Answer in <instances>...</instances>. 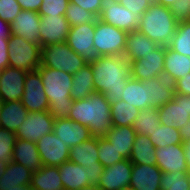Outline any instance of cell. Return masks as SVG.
Instances as JSON below:
<instances>
[{
	"instance_id": "6f0895ef",
	"label": "cell",
	"mask_w": 190,
	"mask_h": 190,
	"mask_svg": "<svg viewBox=\"0 0 190 190\" xmlns=\"http://www.w3.org/2000/svg\"><path fill=\"white\" fill-rule=\"evenodd\" d=\"M78 190H103V189L100 188L98 185H89L87 187L80 188Z\"/></svg>"
},
{
	"instance_id": "5bb4252c",
	"label": "cell",
	"mask_w": 190,
	"mask_h": 190,
	"mask_svg": "<svg viewBox=\"0 0 190 190\" xmlns=\"http://www.w3.org/2000/svg\"><path fill=\"white\" fill-rule=\"evenodd\" d=\"M21 101L28 112L49 110V101L43 88L42 78L37 70L27 72Z\"/></svg>"
},
{
	"instance_id": "c3c4849f",
	"label": "cell",
	"mask_w": 190,
	"mask_h": 190,
	"mask_svg": "<svg viewBox=\"0 0 190 190\" xmlns=\"http://www.w3.org/2000/svg\"><path fill=\"white\" fill-rule=\"evenodd\" d=\"M176 94L190 96V73L185 77L176 80Z\"/></svg>"
},
{
	"instance_id": "d6986e66",
	"label": "cell",
	"mask_w": 190,
	"mask_h": 190,
	"mask_svg": "<svg viewBox=\"0 0 190 190\" xmlns=\"http://www.w3.org/2000/svg\"><path fill=\"white\" fill-rule=\"evenodd\" d=\"M27 72L7 66L2 70L0 81V100L21 101Z\"/></svg>"
},
{
	"instance_id": "f6af8a7d",
	"label": "cell",
	"mask_w": 190,
	"mask_h": 190,
	"mask_svg": "<svg viewBox=\"0 0 190 190\" xmlns=\"http://www.w3.org/2000/svg\"><path fill=\"white\" fill-rule=\"evenodd\" d=\"M170 10L178 23L190 20V0H176Z\"/></svg>"
},
{
	"instance_id": "9a60e30c",
	"label": "cell",
	"mask_w": 190,
	"mask_h": 190,
	"mask_svg": "<svg viewBox=\"0 0 190 190\" xmlns=\"http://www.w3.org/2000/svg\"><path fill=\"white\" fill-rule=\"evenodd\" d=\"M36 145L43 165L60 166L69 161L70 148L54 132L42 136Z\"/></svg>"
},
{
	"instance_id": "7c38bea8",
	"label": "cell",
	"mask_w": 190,
	"mask_h": 190,
	"mask_svg": "<svg viewBox=\"0 0 190 190\" xmlns=\"http://www.w3.org/2000/svg\"><path fill=\"white\" fill-rule=\"evenodd\" d=\"M162 125L181 129L190 120V96L174 94L173 99L158 108Z\"/></svg>"
},
{
	"instance_id": "b9f144b4",
	"label": "cell",
	"mask_w": 190,
	"mask_h": 190,
	"mask_svg": "<svg viewBox=\"0 0 190 190\" xmlns=\"http://www.w3.org/2000/svg\"><path fill=\"white\" fill-rule=\"evenodd\" d=\"M16 139V133L0 128V161L11 162Z\"/></svg>"
},
{
	"instance_id": "816d5d0a",
	"label": "cell",
	"mask_w": 190,
	"mask_h": 190,
	"mask_svg": "<svg viewBox=\"0 0 190 190\" xmlns=\"http://www.w3.org/2000/svg\"><path fill=\"white\" fill-rule=\"evenodd\" d=\"M11 35L10 23L0 18V38H9Z\"/></svg>"
},
{
	"instance_id": "7dc6e473",
	"label": "cell",
	"mask_w": 190,
	"mask_h": 190,
	"mask_svg": "<svg viewBox=\"0 0 190 190\" xmlns=\"http://www.w3.org/2000/svg\"><path fill=\"white\" fill-rule=\"evenodd\" d=\"M70 3L81 6L85 10L94 13L97 17L101 13L102 0H70Z\"/></svg>"
},
{
	"instance_id": "8d00e7d4",
	"label": "cell",
	"mask_w": 190,
	"mask_h": 190,
	"mask_svg": "<svg viewBox=\"0 0 190 190\" xmlns=\"http://www.w3.org/2000/svg\"><path fill=\"white\" fill-rule=\"evenodd\" d=\"M148 137L155 148L183 143L178 129L162 124L152 133H149Z\"/></svg>"
},
{
	"instance_id": "8992f818",
	"label": "cell",
	"mask_w": 190,
	"mask_h": 190,
	"mask_svg": "<svg viewBox=\"0 0 190 190\" xmlns=\"http://www.w3.org/2000/svg\"><path fill=\"white\" fill-rule=\"evenodd\" d=\"M127 35L126 31L105 24L98 19L95 24L94 49L99 56H123L126 50Z\"/></svg>"
},
{
	"instance_id": "e575fe53",
	"label": "cell",
	"mask_w": 190,
	"mask_h": 190,
	"mask_svg": "<svg viewBox=\"0 0 190 190\" xmlns=\"http://www.w3.org/2000/svg\"><path fill=\"white\" fill-rule=\"evenodd\" d=\"M139 109L129 103L118 100L110 107L111 120L113 126H133Z\"/></svg>"
},
{
	"instance_id": "4316f807",
	"label": "cell",
	"mask_w": 190,
	"mask_h": 190,
	"mask_svg": "<svg viewBox=\"0 0 190 190\" xmlns=\"http://www.w3.org/2000/svg\"><path fill=\"white\" fill-rule=\"evenodd\" d=\"M27 109L22 101H6L1 103L0 122L4 129L16 133L18 127L22 124L28 115Z\"/></svg>"
},
{
	"instance_id": "3957f363",
	"label": "cell",
	"mask_w": 190,
	"mask_h": 190,
	"mask_svg": "<svg viewBox=\"0 0 190 190\" xmlns=\"http://www.w3.org/2000/svg\"><path fill=\"white\" fill-rule=\"evenodd\" d=\"M42 78L49 101V112L54 119L68 118L72 109L71 87L73 75L65 71L40 65L36 69Z\"/></svg>"
},
{
	"instance_id": "11a10c76",
	"label": "cell",
	"mask_w": 190,
	"mask_h": 190,
	"mask_svg": "<svg viewBox=\"0 0 190 190\" xmlns=\"http://www.w3.org/2000/svg\"><path fill=\"white\" fill-rule=\"evenodd\" d=\"M176 0H153L154 3L163 5L165 7H171V5L175 2Z\"/></svg>"
},
{
	"instance_id": "1f68e13d",
	"label": "cell",
	"mask_w": 190,
	"mask_h": 190,
	"mask_svg": "<svg viewBox=\"0 0 190 190\" xmlns=\"http://www.w3.org/2000/svg\"><path fill=\"white\" fill-rule=\"evenodd\" d=\"M93 92H95V88L92 68L91 64H86L73 75L71 98L73 100L88 98Z\"/></svg>"
},
{
	"instance_id": "7a4b0ae2",
	"label": "cell",
	"mask_w": 190,
	"mask_h": 190,
	"mask_svg": "<svg viewBox=\"0 0 190 190\" xmlns=\"http://www.w3.org/2000/svg\"><path fill=\"white\" fill-rule=\"evenodd\" d=\"M111 104L100 92L74 100L68 118L88 127L93 137H104L112 125Z\"/></svg>"
},
{
	"instance_id": "6da1fadb",
	"label": "cell",
	"mask_w": 190,
	"mask_h": 190,
	"mask_svg": "<svg viewBox=\"0 0 190 190\" xmlns=\"http://www.w3.org/2000/svg\"><path fill=\"white\" fill-rule=\"evenodd\" d=\"M95 92L104 94L110 104L121 99L123 87L131 78L130 63L123 56H99L91 62Z\"/></svg>"
},
{
	"instance_id": "9f6ffc18",
	"label": "cell",
	"mask_w": 190,
	"mask_h": 190,
	"mask_svg": "<svg viewBox=\"0 0 190 190\" xmlns=\"http://www.w3.org/2000/svg\"><path fill=\"white\" fill-rule=\"evenodd\" d=\"M4 190H33L30 184H27L25 186L22 185H16V187L10 188V189H4Z\"/></svg>"
},
{
	"instance_id": "9c48e42d",
	"label": "cell",
	"mask_w": 190,
	"mask_h": 190,
	"mask_svg": "<svg viewBox=\"0 0 190 190\" xmlns=\"http://www.w3.org/2000/svg\"><path fill=\"white\" fill-rule=\"evenodd\" d=\"M99 20L130 33L138 29L139 17L117 0H102Z\"/></svg>"
},
{
	"instance_id": "30bf717a",
	"label": "cell",
	"mask_w": 190,
	"mask_h": 190,
	"mask_svg": "<svg viewBox=\"0 0 190 190\" xmlns=\"http://www.w3.org/2000/svg\"><path fill=\"white\" fill-rule=\"evenodd\" d=\"M95 24L92 22L70 27L66 40L67 45L88 64L99 57L93 45Z\"/></svg>"
},
{
	"instance_id": "7bdbcfd3",
	"label": "cell",
	"mask_w": 190,
	"mask_h": 190,
	"mask_svg": "<svg viewBox=\"0 0 190 190\" xmlns=\"http://www.w3.org/2000/svg\"><path fill=\"white\" fill-rule=\"evenodd\" d=\"M70 0H42L39 15H65Z\"/></svg>"
},
{
	"instance_id": "2e32d148",
	"label": "cell",
	"mask_w": 190,
	"mask_h": 190,
	"mask_svg": "<svg viewBox=\"0 0 190 190\" xmlns=\"http://www.w3.org/2000/svg\"><path fill=\"white\" fill-rule=\"evenodd\" d=\"M70 25L65 16L40 15V47L66 43Z\"/></svg>"
},
{
	"instance_id": "f1b7e54d",
	"label": "cell",
	"mask_w": 190,
	"mask_h": 190,
	"mask_svg": "<svg viewBox=\"0 0 190 190\" xmlns=\"http://www.w3.org/2000/svg\"><path fill=\"white\" fill-rule=\"evenodd\" d=\"M30 185L33 190H64L58 166L43 165L32 173Z\"/></svg>"
},
{
	"instance_id": "680465c9",
	"label": "cell",
	"mask_w": 190,
	"mask_h": 190,
	"mask_svg": "<svg viewBox=\"0 0 190 190\" xmlns=\"http://www.w3.org/2000/svg\"><path fill=\"white\" fill-rule=\"evenodd\" d=\"M8 163L9 162H2V161H0V177L5 172Z\"/></svg>"
},
{
	"instance_id": "6125c7cd",
	"label": "cell",
	"mask_w": 190,
	"mask_h": 190,
	"mask_svg": "<svg viewBox=\"0 0 190 190\" xmlns=\"http://www.w3.org/2000/svg\"><path fill=\"white\" fill-rule=\"evenodd\" d=\"M1 75H2V70H0V81H1Z\"/></svg>"
},
{
	"instance_id": "bcb514c9",
	"label": "cell",
	"mask_w": 190,
	"mask_h": 190,
	"mask_svg": "<svg viewBox=\"0 0 190 190\" xmlns=\"http://www.w3.org/2000/svg\"><path fill=\"white\" fill-rule=\"evenodd\" d=\"M125 8L129 9L132 13L140 16L148 10L153 3V0H117Z\"/></svg>"
},
{
	"instance_id": "7402d4cb",
	"label": "cell",
	"mask_w": 190,
	"mask_h": 190,
	"mask_svg": "<svg viewBox=\"0 0 190 190\" xmlns=\"http://www.w3.org/2000/svg\"><path fill=\"white\" fill-rule=\"evenodd\" d=\"M53 132L69 148L93 137L88 127L69 118L55 119Z\"/></svg>"
},
{
	"instance_id": "836d02e7",
	"label": "cell",
	"mask_w": 190,
	"mask_h": 190,
	"mask_svg": "<svg viewBox=\"0 0 190 190\" xmlns=\"http://www.w3.org/2000/svg\"><path fill=\"white\" fill-rule=\"evenodd\" d=\"M164 70L175 80L183 78L190 73V57L165 47Z\"/></svg>"
},
{
	"instance_id": "d4e9b609",
	"label": "cell",
	"mask_w": 190,
	"mask_h": 190,
	"mask_svg": "<svg viewBox=\"0 0 190 190\" xmlns=\"http://www.w3.org/2000/svg\"><path fill=\"white\" fill-rule=\"evenodd\" d=\"M159 45L139 30L132 31L127 35L126 50L124 56L130 63L144 58L151 51H154Z\"/></svg>"
},
{
	"instance_id": "ab89813d",
	"label": "cell",
	"mask_w": 190,
	"mask_h": 190,
	"mask_svg": "<svg viewBox=\"0 0 190 190\" xmlns=\"http://www.w3.org/2000/svg\"><path fill=\"white\" fill-rule=\"evenodd\" d=\"M64 16L69 22L70 27L78 26L84 23H92L98 20V17L94 13L70 2Z\"/></svg>"
},
{
	"instance_id": "52a82bcc",
	"label": "cell",
	"mask_w": 190,
	"mask_h": 190,
	"mask_svg": "<svg viewBox=\"0 0 190 190\" xmlns=\"http://www.w3.org/2000/svg\"><path fill=\"white\" fill-rule=\"evenodd\" d=\"M41 47L25 38L11 34L8 38L9 66L32 72L40 66Z\"/></svg>"
},
{
	"instance_id": "94428289",
	"label": "cell",
	"mask_w": 190,
	"mask_h": 190,
	"mask_svg": "<svg viewBox=\"0 0 190 190\" xmlns=\"http://www.w3.org/2000/svg\"><path fill=\"white\" fill-rule=\"evenodd\" d=\"M1 103H2V101L0 100V110H1ZM0 128H2L1 122H0Z\"/></svg>"
},
{
	"instance_id": "91938a15",
	"label": "cell",
	"mask_w": 190,
	"mask_h": 190,
	"mask_svg": "<svg viewBox=\"0 0 190 190\" xmlns=\"http://www.w3.org/2000/svg\"><path fill=\"white\" fill-rule=\"evenodd\" d=\"M119 190H134V189L130 186H127V187L120 188Z\"/></svg>"
},
{
	"instance_id": "4dcf8cb0",
	"label": "cell",
	"mask_w": 190,
	"mask_h": 190,
	"mask_svg": "<svg viewBox=\"0 0 190 190\" xmlns=\"http://www.w3.org/2000/svg\"><path fill=\"white\" fill-rule=\"evenodd\" d=\"M32 171L17 162L11 161L0 177V190L10 189L16 185L25 186L31 184Z\"/></svg>"
},
{
	"instance_id": "e0dca14e",
	"label": "cell",
	"mask_w": 190,
	"mask_h": 190,
	"mask_svg": "<svg viewBox=\"0 0 190 190\" xmlns=\"http://www.w3.org/2000/svg\"><path fill=\"white\" fill-rule=\"evenodd\" d=\"M165 46H158L144 58L130 62L131 77L145 81L154 77L164 70Z\"/></svg>"
},
{
	"instance_id": "8fae6325",
	"label": "cell",
	"mask_w": 190,
	"mask_h": 190,
	"mask_svg": "<svg viewBox=\"0 0 190 190\" xmlns=\"http://www.w3.org/2000/svg\"><path fill=\"white\" fill-rule=\"evenodd\" d=\"M147 87L148 108H159L173 99L176 92V80L166 70H162L157 77L142 81Z\"/></svg>"
},
{
	"instance_id": "ee69618b",
	"label": "cell",
	"mask_w": 190,
	"mask_h": 190,
	"mask_svg": "<svg viewBox=\"0 0 190 190\" xmlns=\"http://www.w3.org/2000/svg\"><path fill=\"white\" fill-rule=\"evenodd\" d=\"M21 10L17 0H0V18L8 23H11Z\"/></svg>"
},
{
	"instance_id": "5b68a950",
	"label": "cell",
	"mask_w": 190,
	"mask_h": 190,
	"mask_svg": "<svg viewBox=\"0 0 190 190\" xmlns=\"http://www.w3.org/2000/svg\"><path fill=\"white\" fill-rule=\"evenodd\" d=\"M86 64L88 63L73 51L67 43L51 44L41 47L40 65L42 66L74 75Z\"/></svg>"
},
{
	"instance_id": "f5cc1de1",
	"label": "cell",
	"mask_w": 190,
	"mask_h": 190,
	"mask_svg": "<svg viewBox=\"0 0 190 190\" xmlns=\"http://www.w3.org/2000/svg\"><path fill=\"white\" fill-rule=\"evenodd\" d=\"M179 132L183 142L190 141V120L185 126L179 129Z\"/></svg>"
},
{
	"instance_id": "83f0119b",
	"label": "cell",
	"mask_w": 190,
	"mask_h": 190,
	"mask_svg": "<svg viewBox=\"0 0 190 190\" xmlns=\"http://www.w3.org/2000/svg\"><path fill=\"white\" fill-rule=\"evenodd\" d=\"M135 136L133 126H112L104 137L125 159H129Z\"/></svg>"
},
{
	"instance_id": "603a6c76",
	"label": "cell",
	"mask_w": 190,
	"mask_h": 190,
	"mask_svg": "<svg viewBox=\"0 0 190 190\" xmlns=\"http://www.w3.org/2000/svg\"><path fill=\"white\" fill-rule=\"evenodd\" d=\"M162 174L157 165L133 164L130 187L134 190H161Z\"/></svg>"
},
{
	"instance_id": "277c9868",
	"label": "cell",
	"mask_w": 190,
	"mask_h": 190,
	"mask_svg": "<svg viewBox=\"0 0 190 190\" xmlns=\"http://www.w3.org/2000/svg\"><path fill=\"white\" fill-rule=\"evenodd\" d=\"M178 22L169 7L152 3L139 19L138 29L160 46L167 47L176 32Z\"/></svg>"
},
{
	"instance_id": "681fc988",
	"label": "cell",
	"mask_w": 190,
	"mask_h": 190,
	"mask_svg": "<svg viewBox=\"0 0 190 190\" xmlns=\"http://www.w3.org/2000/svg\"><path fill=\"white\" fill-rule=\"evenodd\" d=\"M9 66L8 38H0V70Z\"/></svg>"
},
{
	"instance_id": "60d3db41",
	"label": "cell",
	"mask_w": 190,
	"mask_h": 190,
	"mask_svg": "<svg viewBox=\"0 0 190 190\" xmlns=\"http://www.w3.org/2000/svg\"><path fill=\"white\" fill-rule=\"evenodd\" d=\"M98 158L104 167L125 159L105 137H98Z\"/></svg>"
},
{
	"instance_id": "cb8c5ba5",
	"label": "cell",
	"mask_w": 190,
	"mask_h": 190,
	"mask_svg": "<svg viewBox=\"0 0 190 190\" xmlns=\"http://www.w3.org/2000/svg\"><path fill=\"white\" fill-rule=\"evenodd\" d=\"M11 161L22 164L32 172L38 171L43 166L36 142L18 138L13 146Z\"/></svg>"
},
{
	"instance_id": "d590c367",
	"label": "cell",
	"mask_w": 190,
	"mask_h": 190,
	"mask_svg": "<svg viewBox=\"0 0 190 190\" xmlns=\"http://www.w3.org/2000/svg\"><path fill=\"white\" fill-rule=\"evenodd\" d=\"M158 108H148L139 111L135 118L133 128L136 134L147 135L152 133L156 128L160 127Z\"/></svg>"
},
{
	"instance_id": "d6a6232c",
	"label": "cell",
	"mask_w": 190,
	"mask_h": 190,
	"mask_svg": "<svg viewBox=\"0 0 190 190\" xmlns=\"http://www.w3.org/2000/svg\"><path fill=\"white\" fill-rule=\"evenodd\" d=\"M121 100L133 105L139 110L148 109L147 87L142 85V81L131 77L123 87Z\"/></svg>"
},
{
	"instance_id": "74e56055",
	"label": "cell",
	"mask_w": 190,
	"mask_h": 190,
	"mask_svg": "<svg viewBox=\"0 0 190 190\" xmlns=\"http://www.w3.org/2000/svg\"><path fill=\"white\" fill-rule=\"evenodd\" d=\"M167 47L190 57V20L178 23L176 32Z\"/></svg>"
},
{
	"instance_id": "f907efd6",
	"label": "cell",
	"mask_w": 190,
	"mask_h": 190,
	"mask_svg": "<svg viewBox=\"0 0 190 190\" xmlns=\"http://www.w3.org/2000/svg\"><path fill=\"white\" fill-rule=\"evenodd\" d=\"M17 1L20 4L22 10H31L36 12L39 11L42 3V0H17Z\"/></svg>"
},
{
	"instance_id": "44dd1931",
	"label": "cell",
	"mask_w": 190,
	"mask_h": 190,
	"mask_svg": "<svg viewBox=\"0 0 190 190\" xmlns=\"http://www.w3.org/2000/svg\"><path fill=\"white\" fill-rule=\"evenodd\" d=\"M40 15L36 11L21 10L10 23L11 34L25 38L29 43L40 46Z\"/></svg>"
},
{
	"instance_id": "f546056e",
	"label": "cell",
	"mask_w": 190,
	"mask_h": 190,
	"mask_svg": "<svg viewBox=\"0 0 190 190\" xmlns=\"http://www.w3.org/2000/svg\"><path fill=\"white\" fill-rule=\"evenodd\" d=\"M129 160L133 164L156 165V148L147 135L136 134Z\"/></svg>"
},
{
	"instance_id": "484cf974",
	"label": "cell",
	"mask_w": 190,
	"mask_h": 190,
	"mask_svg": "<svg viewBox=\"0 0 190 190\" xmlns=\"http://www.w3.org/2000/svg\"><path fill=\"white\" fill-rule=\"evenodd\" d=\"M58 169L64 190H78L90 185L85 166L66 161Z\"/></svg>"
},
{
	"instance_id": "ffe728a7",
	"label": "cell",
	"mask_w": 190,
	"mask_h": 190,
	"mask_svg": "<svg viewBox=\"0 0 190 190\" xmlns=\"http://www.w3.org/2000/svg\"><path fill=\"white\" fill-rule=\"evenodd\" d=\"M156 165L163 173L189 172L185 160L183 144H173L156 148Z\"/></svg>"
},
{
	"instance_id": "db71d44e",
	"label": "cell",
	"mask_w": 190,
	"mask_h": 190,
	"mask_svg": "<svg viewBox=\"0 0 190 190\" xmlns=\"http://www.w3.org/2000/svg\"><path fill=\"white\" fill-rule=\"evenodd\" d=\"M185 160L190 168V141L183 142Z\"/></svg>"
},
{
	"instance_id": "4fadbf2b",
	"label": "cell",
	"mask_w": 190,
	"mask_h": 190,
	"mask_svg": "<svg viewBox=\"0 0 190 190\" xmlns=\"http://www.w3.org/2000/svg\"><path fill=\"white\" fill-rule=\"evenodd\" d=\"M55 119L49 111L29 112L16 131L18 139L37 142L45 134L53 132Z\"/></svg>"
},
{
	"instance_id": "ac0fdd59",
	"label": "cell",
	"mask_w": 190,
	"mask_h": 190,
	"mask_svg": "<svg viewBox=\"0 0 190 190\" xmlns=\"http://www.w3.org/2000/svg\"><path fill=\"white\" fill-rule=\"evenodd\" d=\"M133 163L129 159H124L111 166L104 168L97 184L103 190H119L130 186Z\"/></svg>"
},
{
	"instance_id": "ba28073f",
	"label": "cell",
	"mask_w": 190,
	"mask_h": 190,
	"mask_svg": "<svg viewBox=\"0 0 190 190\" xmlns=\"http://www.w3.org/2000/svg\"><path fill=\"white\" fill-rule=\"evenodd\" d=\"M69 152V161L85 166L88 172L89 184L97 185L105 168L98 158V137H92L72 146Z\"/></svg>"
},
{
	"instance_id": "f35d334b",
	"label": "cell",
	"mask_w": 190,
	"mask_h": 190,
	"mask_svg": "<svg viewBox=\"0 0 190 190\" xmlns=\"http://www.w3.org/2000/svg\"><path fill=\"white\" fill-rule=\"evenodd\" d=\"M161 190H190L188 172H169L161 176Z\"/></svg>"
}]
</instances>
